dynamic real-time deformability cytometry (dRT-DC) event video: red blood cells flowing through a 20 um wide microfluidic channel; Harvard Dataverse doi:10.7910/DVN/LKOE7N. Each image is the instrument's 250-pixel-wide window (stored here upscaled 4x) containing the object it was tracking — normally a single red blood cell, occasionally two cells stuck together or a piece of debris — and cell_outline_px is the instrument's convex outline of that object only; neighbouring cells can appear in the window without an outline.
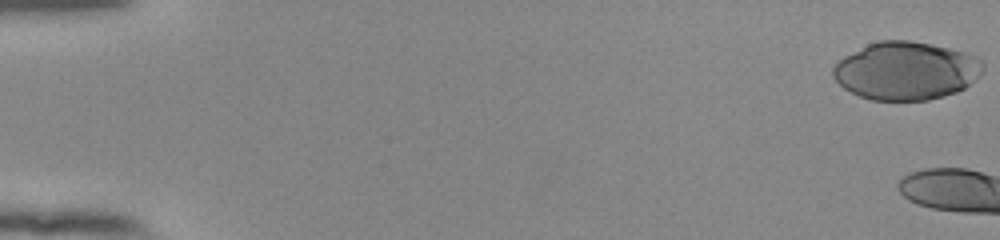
{"species": "human", "species_latin": "Homo sapiens", "temperature_condition": "room temperature", "stored_images_in_passage": 3, "camera_frame_rate_fps": 3000, "um_per_image_px": 0.085, "donor": {"sex": "female"}, "frame": {"image": 1, "passage_image": 1, "time_ms": 0.0, "image_size_px": [1000, 240], "cell_outline_px": [[984, 68], [964, 88], [956, 92], [928, 100], [872, 100], [860, 96], [844, 88], [832, 76], [832, 68], [844, 56], [868, 44], [880, 40], [908, 40], [968, 52], [980, 60], [984, 64]], "centroid_in_image_um": [76.99, 6.01], "position_along_channel_um": 8.0, "area_um2": 50.23}}